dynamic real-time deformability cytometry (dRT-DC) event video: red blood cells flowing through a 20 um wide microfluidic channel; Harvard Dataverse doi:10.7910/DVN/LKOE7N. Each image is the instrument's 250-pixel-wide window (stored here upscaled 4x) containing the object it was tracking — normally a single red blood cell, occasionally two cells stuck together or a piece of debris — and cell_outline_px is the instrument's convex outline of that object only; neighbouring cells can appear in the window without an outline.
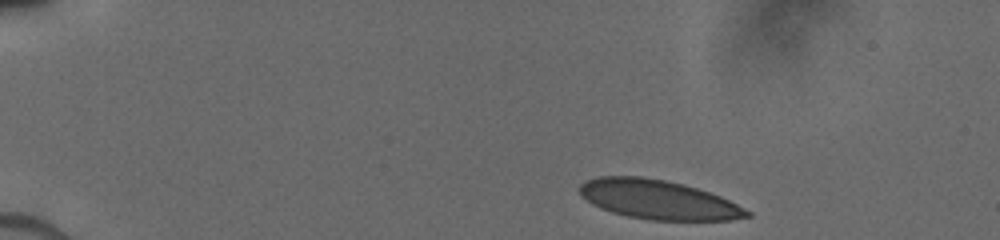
{"species": "human", "species_latin": "Homo sapiens", "temperature_condition": "cold", "stored_images_in_passage": 6, "camera_frame_rate_fps": 3000, "um_per_image_px": 0.085, "donor": {"sex": "male"}, "frame": {"image": 1, "passage_image": 1, "time_ms": 0.0, "image_size_px": [1000, 240], "cell_outline_px": [[752, 216], [732, 220], [652, 220], [628, 216], [612, 212], [600, 208], [592, 204], [580, 196], [580, 184], [584, 180], [596, 176], [640, 176], [664, 180], [684, 184], [720, 196], [752, 212]], "centroid_in_image_um": [55.92, 16.96], "position_along_channel_um": 29.1, "area_um2": 38.26}}
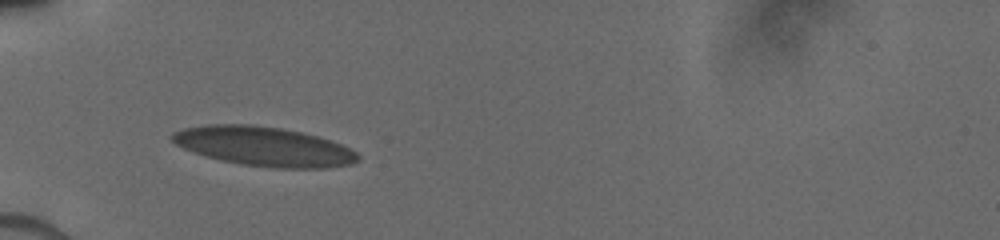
{"frame": {"image": 2, "passage_image": 5, "time_ms": 3.0, "image_size_px": [1000, 240], "cell_outline_px": [[360, 156], [352, 164], [328, 168], [272, 168], [240, 164], [220, 160], [204, 156], [192, 152], [176, 144], [172, 140], [172, 132], [184, 128], [208, 124], [252, 124], [280, 128], [300, 132], [332, 140], [356, 152]], "centroid_in_image_um": [22.41, 12.45], "position_along_channel_um": 62.6, "area_um2": 42.6}}